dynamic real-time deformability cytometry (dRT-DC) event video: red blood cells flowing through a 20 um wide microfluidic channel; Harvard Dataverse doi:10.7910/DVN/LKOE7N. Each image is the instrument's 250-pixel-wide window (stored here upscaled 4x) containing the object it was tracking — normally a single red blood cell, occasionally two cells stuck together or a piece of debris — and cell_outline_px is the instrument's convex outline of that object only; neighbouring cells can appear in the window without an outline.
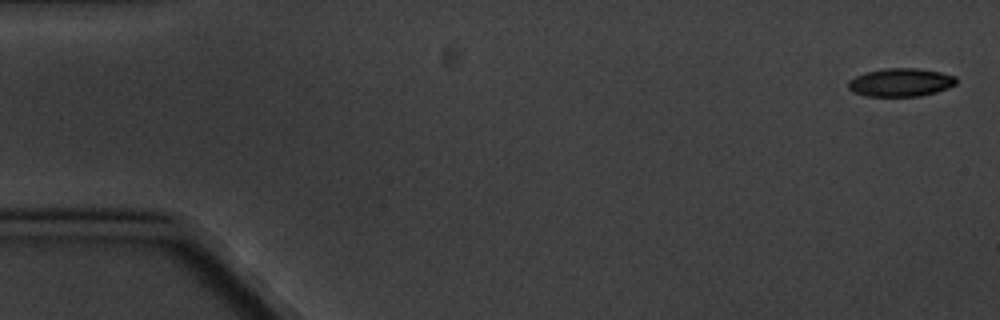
{"species": "common noctule bat (a hibernating species)", "species_latin": "Nyctalus noctula", "temperature_condition": "cold", "stored_images_in_passage": 8, "camera_frame_rate_fps": 3000, "um_per_image_px": 0.085, "animal": {"sex": "male", "body_mass_g": 20.1, "forearm_length_mm": 53.5}, "frame": {"image": 1, "passage_image": 1, "time_ms": 0.0, "image_size_px": [1000, 320], "cell_outline_px": [[956, 84], [948, 88], [936, 92], [920, 96], [868, 96], [852, 92], [848, 88], [848, 80], [856, 76], [868, 72], [884, 68], [916, 68], [940, 72], [956, 76]], "centroid_in_image_um": [76.56, 7.0], "position_along_channel_um": 8.4, "area_um2": 17.74}}
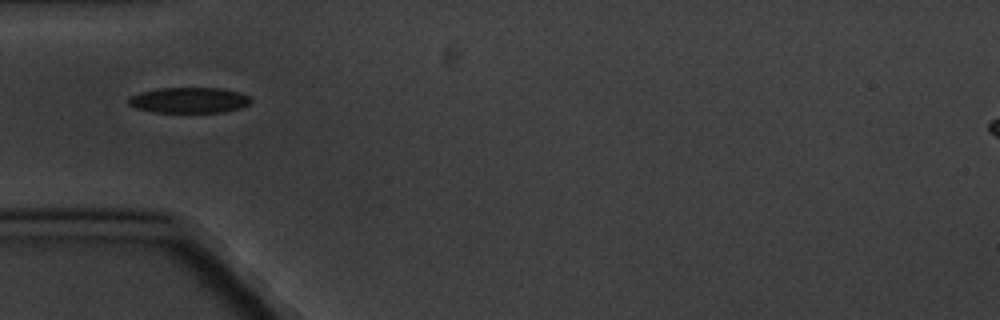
{"frame": {"image": 2, "passage_image": 5, "time_ms": 5.667, "image_size_px": [1000, 320], "cell_outline_px": [[252, 100], [248, 104], [240, 108], [224, 112], [152, 112], [136, 108], [128, 104], [128, 100], [132, 96], [140, 92], [160, 88], [220, 88], [236, 92], [248, 96]], "centroid_in_image_um": [16.05, 8.52], "position_along_channel_um": 68.9, "area_um2": 18.09}}